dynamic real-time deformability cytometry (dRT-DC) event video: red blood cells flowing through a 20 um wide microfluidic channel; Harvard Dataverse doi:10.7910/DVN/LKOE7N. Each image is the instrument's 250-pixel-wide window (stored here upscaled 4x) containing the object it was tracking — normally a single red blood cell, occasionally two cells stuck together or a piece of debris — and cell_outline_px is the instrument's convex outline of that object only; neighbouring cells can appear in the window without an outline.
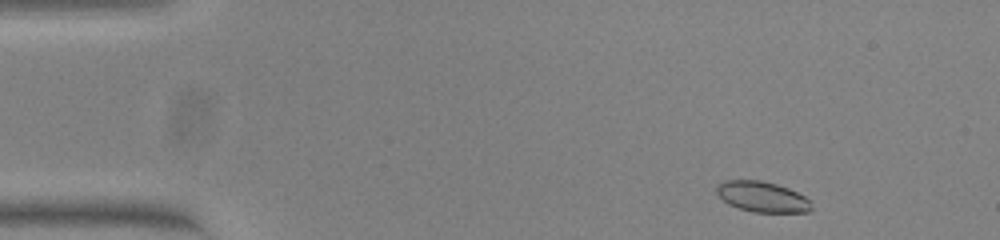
{"species": "common noctule bat (a hibernating species)", "species_latin": "Nyctalus noctula", "temperature_condition": "warm", "stored_images_in_passage": 50, "camera_frame_rate_fps": 3000, "um_per_image_px": 0.085, "animal": {"sex": "female", "body_mass_g": 23.0, "forearm_length_mm": 53.4}, "frame": {"image": 1, "passage_image": 2, "time_ms": 0.333, "image_size_px": [1000, 240], "cell_outline_px": [[812, 208], [808, 212], [752, 212], [728, 204], [716, 192], [716, 184], [724, 180], [760, 180], [776, 184], [788, 188], [812, 200]], "centroid_in_image_um": [64.8, 16.72], "position_along_channel_um": 20.2, "area_um2": 16.94}}
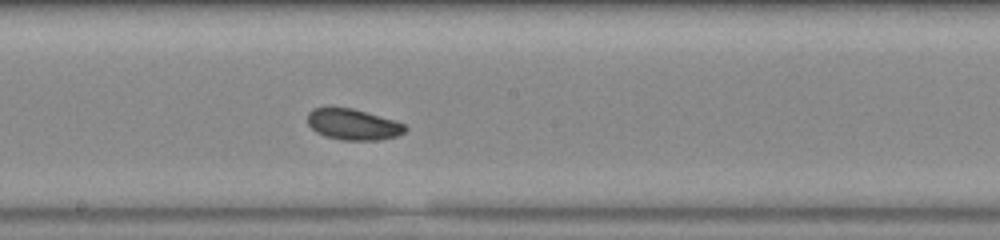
{"frame": {"image": 2, "passage_image": 25, "time_ms": 8.0, "image_size_px": [1000, 240], "cell_outline_px": [[408, 128], [404, 132], [396, 136], [376, 140], [344, 140], [324, 136], [316, 132], [308, 124], [308, 112], [312, 108], [352, 108], [396, 120], [404, 124]], "centroid_in_image_um": [30.02, 10.58], "position_along_channel_um": 218.2, "area_um2": 17.57}}
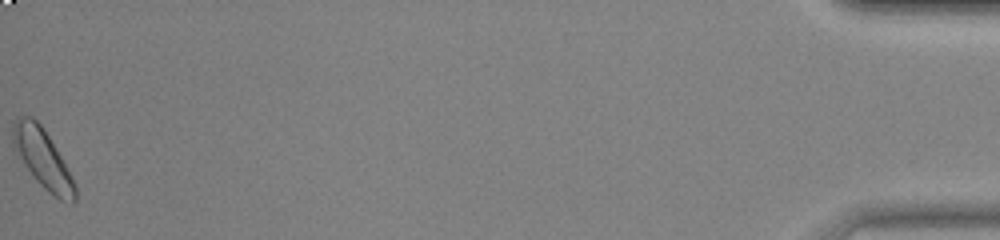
{"frame": {"image": 3, "passage_image": 50, "time_ms": 16.333, "image_size_px": [1000, 240], "cell_outline_px": [[76, 200], [72, 204], [60, 200], [48, 192], [36, 180], [12, 144], [12, 120], [16, 116], [32, 116], [44, 128], [72, 176], [76, 184]], "centroid_in_image_um": [3.64, 13.46], "position_along_channel_um": 431.6, "area_um2": 21.21}, "authors_computed_cell_mechanics": {"area_um2": 18.0625, "velocity_mm_per_s": 3.7799, "shape_relaxation_time_tau1_ms": 2.4333, "shape_relaxation_time_tau2_ms": 6.6293, "deformation_change_tau1": 0.0578, "deformation_change_tau2": 0.1066}}